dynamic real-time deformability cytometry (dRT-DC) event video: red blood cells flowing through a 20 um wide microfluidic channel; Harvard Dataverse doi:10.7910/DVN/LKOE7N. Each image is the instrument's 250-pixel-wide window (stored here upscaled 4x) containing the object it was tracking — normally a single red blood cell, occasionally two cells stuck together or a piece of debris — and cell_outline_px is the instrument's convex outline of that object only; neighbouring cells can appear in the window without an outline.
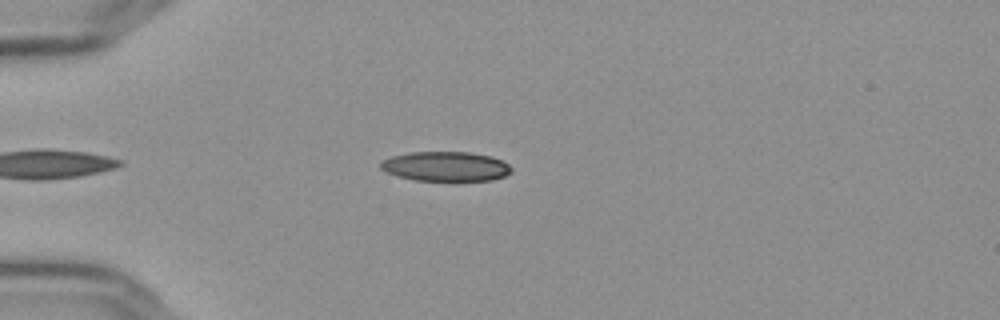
{"species": "Egyptian fruit bat (a non-hibernating species)", "species_latin": "Rousettus aegyptiacus", "temperature_condition": "cold", "stored_images_in_passage": 45, "camera_frame_rate_fps": 3000, "um_per_image_px": 0.085, "frame": {"image": 1, "passage_image": 8, "time_ms": 2.333, "image_size_px": [1000, 320], "cell_outline_px": [[512, 172], [504, 176], [492, 180], [416, 180], [384, 172], [380, 168], [380, 160], [392, 156], [408, 152], [468, 152], [492, 156], [504, 160], [512, 168]], "centroid_in_image_um": [37.89, 14.13], "position_along_channel_um": 47.1, "area_um2": 22.66}}
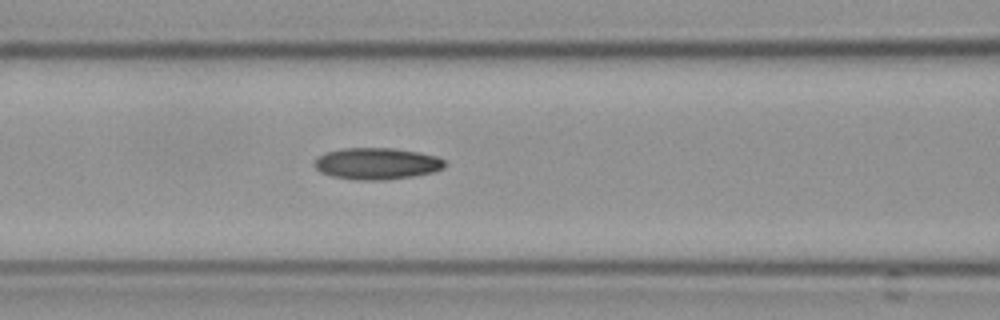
{"frame": {"image": 2, "passage_image": 17, "time_ms": 5.333, "image_size_px": [1000, 320], "cell_outline_px": [[444, 168], [432, 172], [412, 176], [380, 180], [360, 180], [332, 176], [320, 172], [316, 168], [316, 160], [320, 156], [328, 152], [344, 148], [392, 148], [420, 152], [436, 156], [444, 160]], "centroid_in_image_um": [32.05, 13.9], "position_along_channel_um": 134.5, "area_um2": 23.64}}
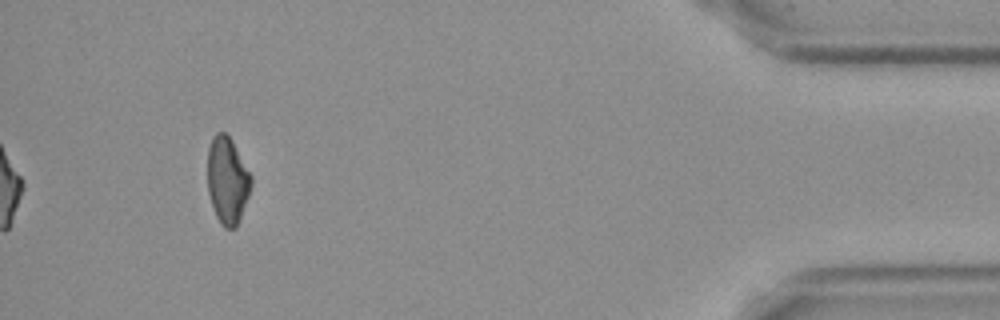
{"frame": {"image": 3, "passage_image": 45, "time_ms": 14.667, "image_size_px": [1000, 320], "cell_outline_px": [[252, 184], [248, 196], [236, 228], [224, 228], [220, 224], [216, 216], [208, 192], [208, 148], [212, 136], [216, 132], [224, 132], [232, 140], [252, 176]], "centroid_in_image_um": [19.32, 15.32], "position_along_channel_um": 415.9, "area_um2": 22.02}, "authors_computed_cell_mechanics": {"area_um2": 22.9466, "velocity_mm_per_s": 3.6501, "shape_relaxation_time_tau1_ms": 6.6809, "shape_relaxation_time_tau2_ms": 6.297, "deformation_change_tau1": 0.1662, "deformation_change_tau2": 0.1286}}